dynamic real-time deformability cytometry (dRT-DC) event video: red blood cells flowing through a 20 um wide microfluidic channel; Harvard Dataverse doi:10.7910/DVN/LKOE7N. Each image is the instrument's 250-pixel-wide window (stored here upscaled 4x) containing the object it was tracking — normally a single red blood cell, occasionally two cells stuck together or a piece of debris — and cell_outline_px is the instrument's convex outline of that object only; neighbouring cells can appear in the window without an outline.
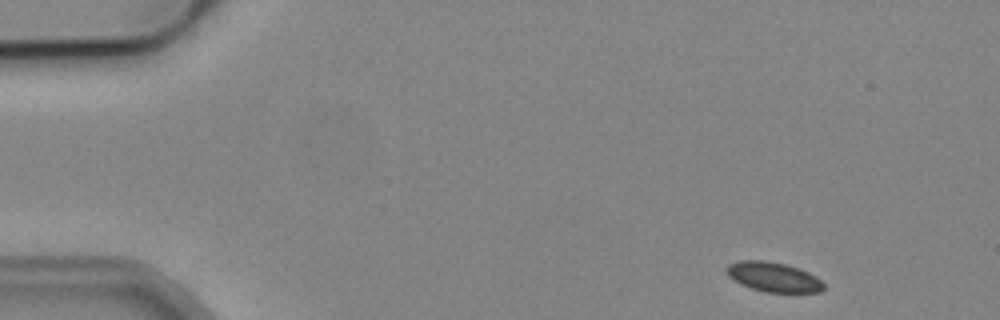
{"species": "common noctule bat (a hibernating species)", "species_latin": "Nyctalus noctula", "temperature_condition": "cold", "stored_images_in_passage": 3, "camera_frame_rate_fps": 3000, "um_per_image_px": 0.085, "animal": {"sex": "male", "body_mass_g": 19.2, "forearm_length_mm": 51.8}, "frame": {"image": 1, "passage_image": 1, "time_ms": 0.0, "image_size_px": [1000, 320], "cell_outline_px": [[824, 288], [820, 292], [764, 292], [740, 284], [728, 276], [728, 264], [740, 260], [764, 260], [784, 264], [800, 268], [816, 276], [824, 284]], "centroid_in_image_um": [65.76, 23.54], "position_along_channel_um": 19.2, "area_um2": 16.7}}